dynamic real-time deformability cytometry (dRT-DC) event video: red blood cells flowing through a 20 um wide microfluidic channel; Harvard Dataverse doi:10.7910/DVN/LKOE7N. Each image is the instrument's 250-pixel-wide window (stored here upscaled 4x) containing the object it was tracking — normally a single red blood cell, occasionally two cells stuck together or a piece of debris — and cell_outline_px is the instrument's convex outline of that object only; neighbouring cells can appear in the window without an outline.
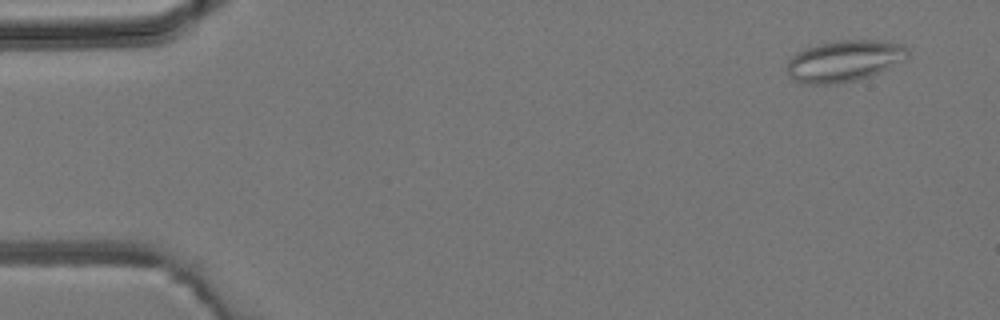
{"species": "common noctule bat (a hibernating species)", "species_latin": "Nyctalus noctula", "temperature_condition": "room temperature", "stored_images_in_passage": 4, "camera_frame_rate_fps": 3000, "um_per_image_px": 0.085, "animal": {"sex": "male", "body_mass_g": 19.2, "forearm_length_mm": 51.8}, "frame": {"image": 1, "passage_image": 1, "time_ms": 0.0, "image_size_px": [1000, 320], "cell_outline_px": [[908, 56], [888, 68], [880, 72], [856, 80], [832, 84], [808, 84], [792, 80], [788, 76], [788, 60], [796, 52], [804, 48], [816, 44], [840, 40], [884, 40], [904, 44], [908, 48]], "centroid_in_image_um": [71.74, 5.16], "position_along_channel_um": 13.3, "area_um2": 29.19}}
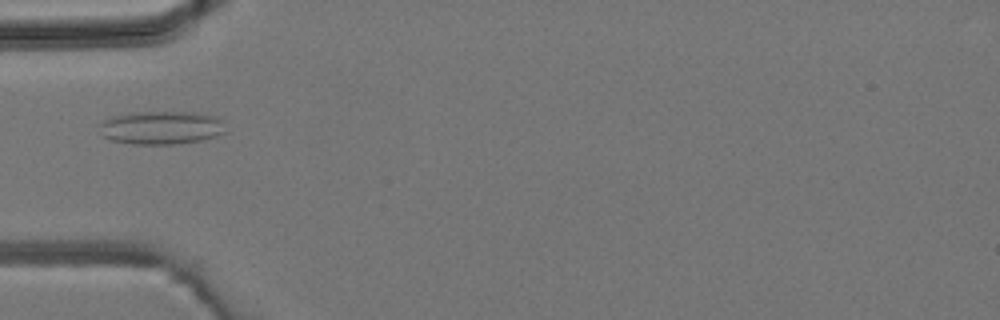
{"frame": {"image": 2, "passage_image": 3, "time_ms": 4.0, "image_size_px": [1000, 320], "cell_outline_px": [[224, 132], [216, 136], [200, 140], [172, 144], [132, 144], [112, 140], [104, 136], [100, 124], [104, 120], [112, 116], [136, 112], [192, 112], [216, 116], [220, 120]], "centroid_in_image_um": [13.69, 10.85], "position_along_channel_um": 71.3, "area_um2": 24.04}}